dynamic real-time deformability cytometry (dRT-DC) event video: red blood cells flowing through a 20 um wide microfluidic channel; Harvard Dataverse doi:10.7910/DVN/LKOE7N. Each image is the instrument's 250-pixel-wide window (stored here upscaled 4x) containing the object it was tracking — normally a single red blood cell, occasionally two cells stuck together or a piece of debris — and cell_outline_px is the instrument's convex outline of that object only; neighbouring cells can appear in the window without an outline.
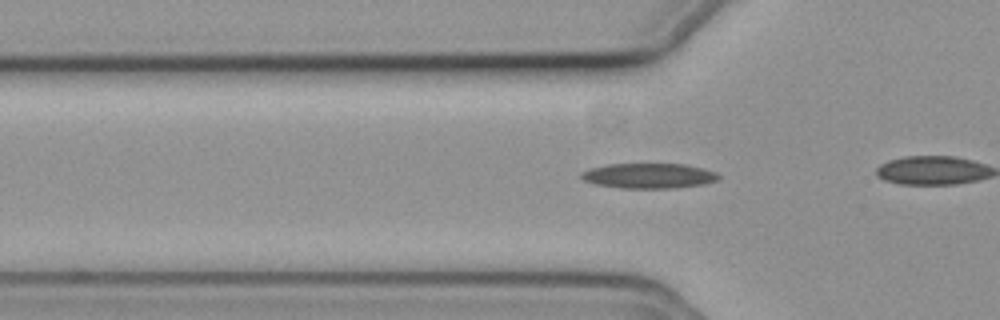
{"species": "common noctule bat (a hibernating species)", "species_latin": "Nyctalus noctula", "temperature_condition": "cold", "stored_images_in_passage": 37, "camera_frame_rate_fps": 3000, "um_per_image_px": 0.085, "animal": {"sex": "female", "body_mass_g": 19.3, "forearm_length_mm": 54.1}, "frame": {"image": 1, "passage_image": 12, "time_ms": 3.667, "image_size_px": [1000, 320], "cell_outline_px": [[720, 180], [704, 184], [672, 188], [620, 188], [592, 184], [584, 180], [580, 176], [580, 172], [592, 168], [608, 164], [684, 164], [704, 168], [716, 172], [720, 176]], "centroid_in_image_um": [55.16, 14.94], "position_along_channel_um": 70.6, "area_um2": 20.23}}
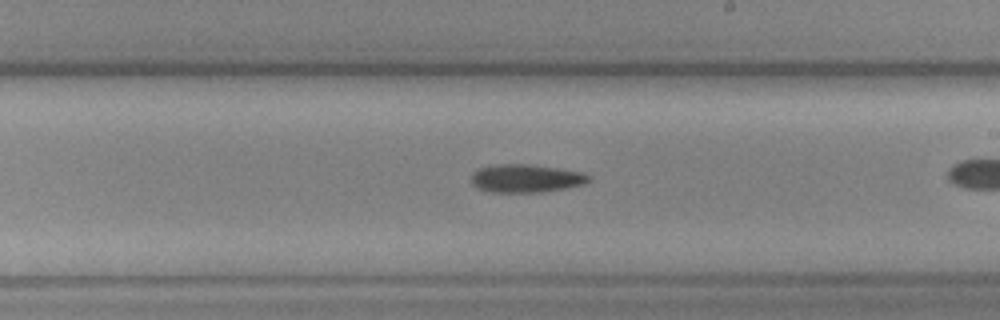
{"frame": {"image": 2, "passage_image": 26, "time_ms": 8.333, "image_size_px": [1000, 320], "cell_outline_px": [[592, 180], [584, 184], [564, 188], [540, 192], [488, 192], [472, 184], [472, 176], [480, 168], [496, 164], [528, 164], [584, 172], [592, 176]], "centroid_in_image_um": [44.76, 15.16], "position_along_channel_um": 244.2, "area_um2": 19.13}}
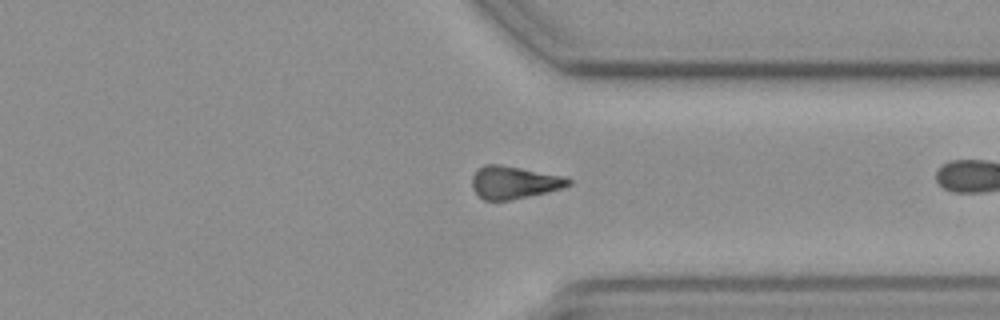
{"frame": {"image": 3, "passage_image": 36, "time_ms": 11.667, "image_size_px": [1000, 320], "cell_outline_px": [[572, 184], [564, 188], [528, 196], [508, 200], [484, 200], [472, 188], [472, 176], [484, 164], [500, 164], [564, 176], [572, 180]], "centroid_in_image_um": [43.72, 15.5], "position_along_channel_um": 367.7, "area_um2": 18.21}}